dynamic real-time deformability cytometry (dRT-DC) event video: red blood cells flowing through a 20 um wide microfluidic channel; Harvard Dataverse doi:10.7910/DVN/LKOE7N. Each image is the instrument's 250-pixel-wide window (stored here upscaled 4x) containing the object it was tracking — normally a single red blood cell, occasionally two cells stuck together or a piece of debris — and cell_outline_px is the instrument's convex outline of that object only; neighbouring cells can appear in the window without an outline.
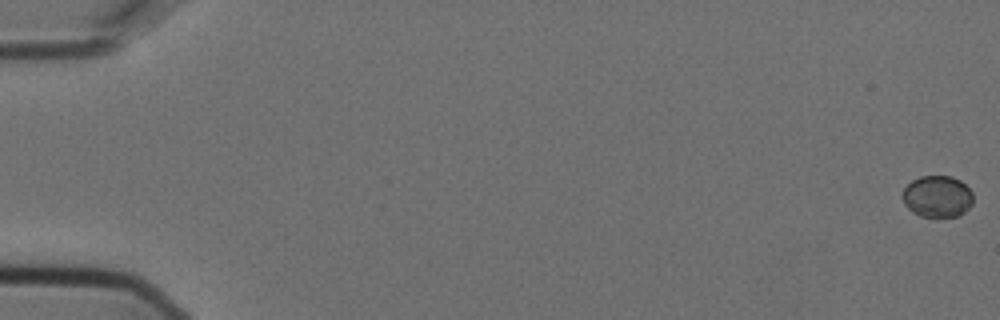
{"species": "Egyptian fruit bat (a non-hibernating species)", "species_latin": "Rousettus aegyptiacus", "temperature_condition": "cold", "stored_images_in_passage": 7, "camera_frame_rate_fps": 3000, "um_per_image_px": 0.085, "animal": {"sex": "female"}, "frame": {"image": 1, "passage_image": 1, "time_ms": 0.0, "image_size_px": [1000, 320], "cell_outline_px": [[972, 204], [964, 212], [956, 216], [920, 216], [912, 212], [904, 204], [900, 196], [904, 188], [912, 180], [920, 176], [952, 176], [960, 180], [972, 192]], "centroid_in_image_um": [79.64, 16.69], "position_along_channel_um": 5.4, "area_um2": 17.17}}
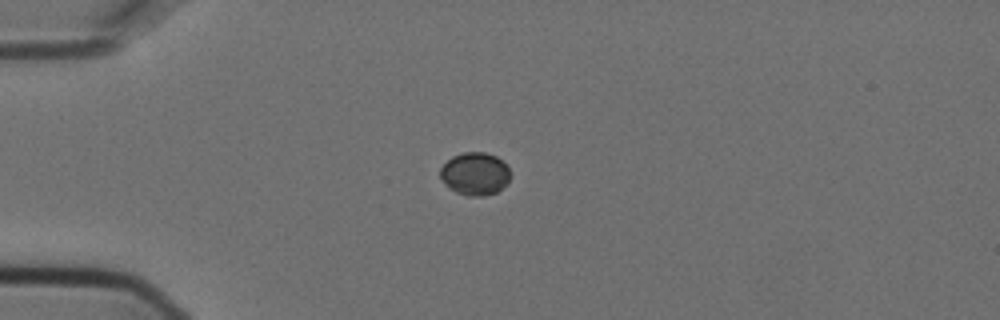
{"frame": {"image": 2, "passage_image": 5, "time_ms": 1.333, "image_size_px": [1000, 320], "cell_outline_px": [[508, 180], [496, 192], [484, 196], [468, 196], [456, 192], [448, 188], [444, 184], [440, 176], [440, 168], [452, 156], [464, 152], [484, 152], [496, 156], [508, 168]], "centroid_in_image_um": [40.31, 14.77], "position_along_channel_um": 44.7, "area_um2": 17.22}}
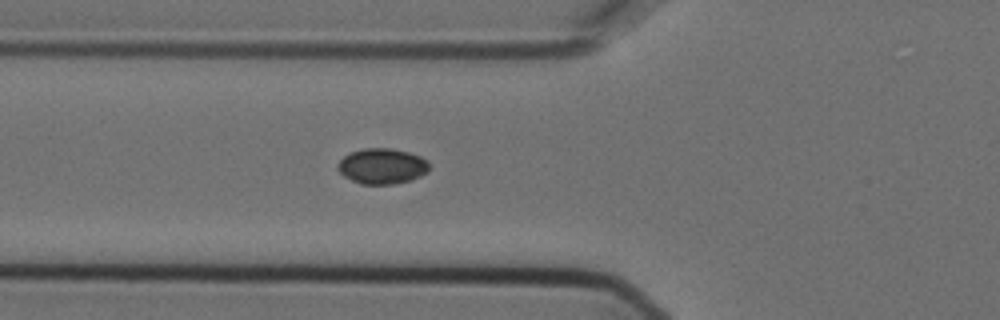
{"frame": {"image": 3, "passage_image": 7, "time_ms": 2.0, "image_size_px": [1000, 320], "cell_outline_px": [[428, 172], [412, 180], [392, 184], [360, 184], [344, 176], [336, 168], [336, 164], [344, 156], [352, 152], [364, 148], [392, 148], [408, 152], [420, 156], [428, 160]], "centroid_in_image_um": [32.47, 14.12], "position_along_channel_um": 93.3, "area_um2": 19.02}}